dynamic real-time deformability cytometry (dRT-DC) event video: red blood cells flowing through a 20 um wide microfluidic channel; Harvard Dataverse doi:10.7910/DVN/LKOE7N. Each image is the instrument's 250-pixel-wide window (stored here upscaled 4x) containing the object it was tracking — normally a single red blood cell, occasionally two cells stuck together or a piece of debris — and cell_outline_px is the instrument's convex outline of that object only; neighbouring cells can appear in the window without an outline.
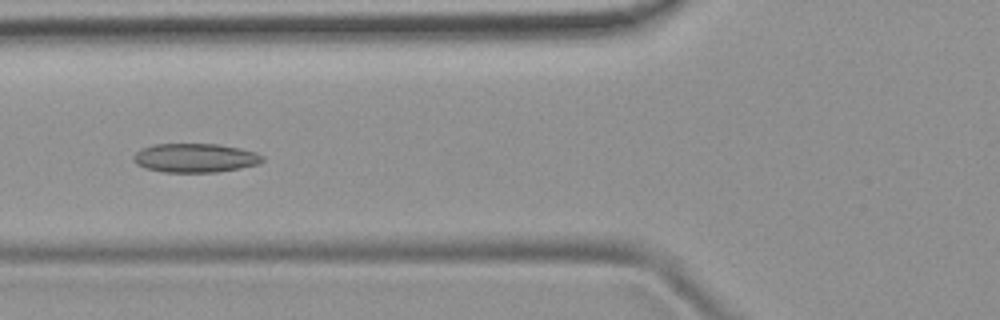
{"species": "common noctule bat (a hibernating species)", "species_latin": "Nyctalus noctula", "temperature_condition": "room temperature", "stored_images_in_passage": 42, "camera_frame_rate_fps": 3000, "um_per_image_px": 0.085, "animal": {"sex": "female", "body_mass_g": 19.9}, "frame": {"image": 1, "passage_image": 11, "time_ms": 3.333, "image_size_px": [1000, 320], "cell_outline_px": [[264, 160], [260, 164], [240, 168], [216, 172], [164, 172], [144, 168], [136, 164], [132, 160], [132, 156], [140, 148], [152, 144], [216, 144], [240, 148], [256, 152], [264, 156]], "centroid_in_image_um": [16.57, 13.42], "position_along_channel_um": 109.2, "area_um2": 22.02}}
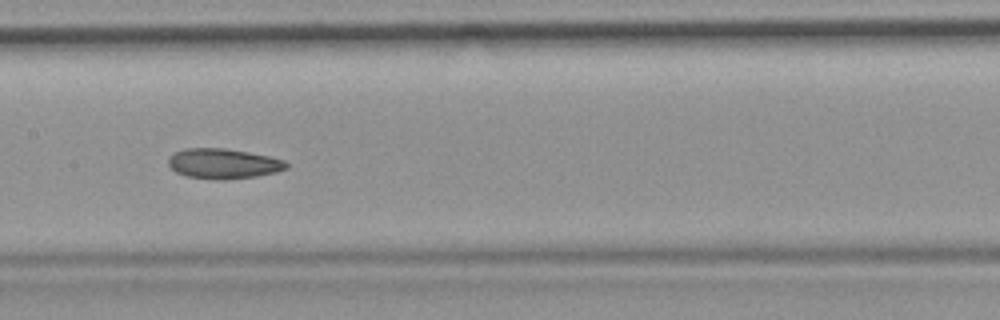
{"frame": {"image": 2, "passage_image": 17, "time_ms": 5.333, "image_size_px": [1000, 320], "cell_outline_px": [[288, 168], [276, 172], [256, 176], [224, 180], [216, 180], [188, 176], [176, 172], [168, 164], [168, 160], [176, 152], [184, 148], [224, 148], [248, 152], [268, 156], [284, 160], [288, 164]], "centroid_in_image_um": [19.0, 13.91], "position_along_channel_um": 188.4, "area_um2": 20.58}}
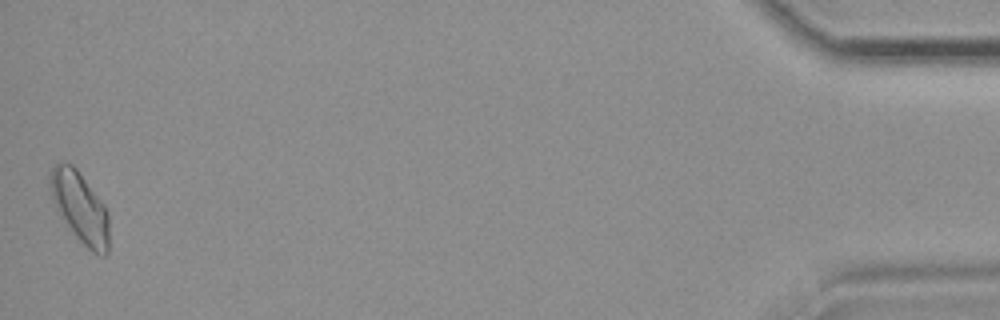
{"frame": {"image": 3, "passage_image": 42, "time_ms": 13.667, "image_size_px": [1000, 320], "cell_outline_px": [[108, 252], [104, 256], [100, 256], [92, 252], [76, 236], [60, 216], [52, 200], [48, 180], [48, 176], [52, 168], [56, 164], [72, 164], [76, 168], [100, 200], [108, 212]], "centroid_in_image_um": [6.78, 17.64], "position_along_channel_um": 428.4, "area_um2": 23.93}, "authors_computed_cell_mechanics": {"area_um2": 20.8658, "velocity_mm_per_s": 3.9661, "shape_relaxation_time_tau1_ms": null, "shape_relaxation_time_tau2_ms": 8.7809, "deformation_change_tau1": null, "deformation_change_tau2": 0.1414}}